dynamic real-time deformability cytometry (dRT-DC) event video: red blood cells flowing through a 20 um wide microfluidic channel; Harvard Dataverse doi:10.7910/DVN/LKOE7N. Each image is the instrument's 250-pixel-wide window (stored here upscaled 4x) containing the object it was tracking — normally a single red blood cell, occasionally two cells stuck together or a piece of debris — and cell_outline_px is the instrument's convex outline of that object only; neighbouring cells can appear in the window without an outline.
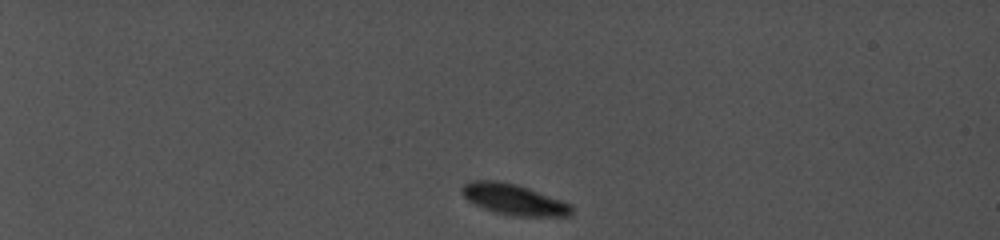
{"species": "common noctule bat (a hibernating species)", "species_latin": "Nyctalus noctula", "temperature_condition": "cold", "stored_images_in_passage": 20, "camera_frame_rate_fps": 5000, "um_per_image_px": 0.085, "animal": {"sex": "female", "body_mass_g": 19.0, "forearm_length_mm": 56.7}, "frame": {"image": 1, "passage_image": 1, "time_ms": 0.0, "image_size_px": [1000, 240], "cell_outline_px": [[572, 216], [512, 216], [496, 212], [484, 208], [468, 200], [460, 192], [460, 188], [464, 184], [472, 180], [496, 180], [516, 184], [528, 188], [572, 204]], "centroid_in_image_um": [43.67, 16.95], "position_along_channel_um": 41.3, "area_um2": 19.65}}
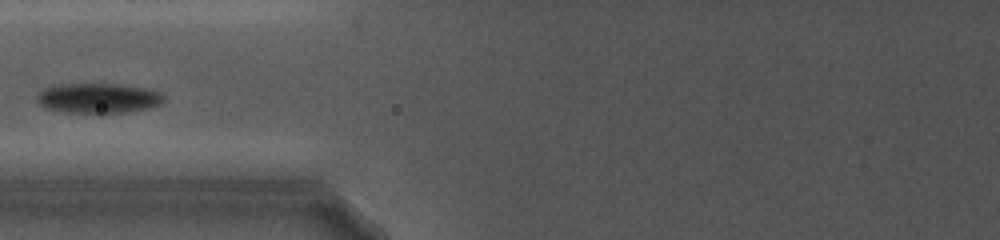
{"frame": {"image": 2, "passage_image": 8, "time_ms": 5.2, "image_size_px": [1000, 240], "cell_outline_px": [[164, 100], [160, 104], [148, 108], [100, 116], [64, 112], [44, 108], [36, 100], [36, 96], [48, 84], [124, 84], [148, 88], [160, 92], [164, 96]], "centroid_in_image_um": [8.31, 8.37], "position_along_channel_um": 117.5, "area_um2": 23.18}}
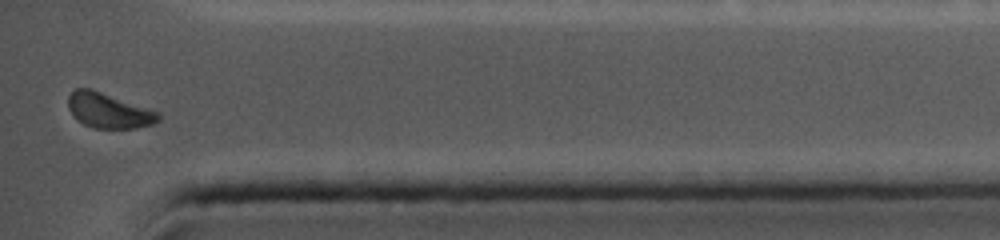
{"frame": {"image": 3, "passage_image": 20, "time_ms": 13.2, "image_size_px": [1000, 240], "cell_outline_px": [[160, 120], [152, 124], [136, 128], [92, 128], [84, 124], [68, 108], [68, 96], [76, 88], [92, 88], [160, 112]], "centroid_in_image_um": [9.27, 9.38], "position_along_channel_um": 425.9, "area_um2": 18.38}, "authors_computed_cell_mechanics": {"area_um2": 20.7791, "velocity_mm_per_s": 3.8546, "shape_relaxation_time_tau1_ms": 0.5301, "shape_relaxation_time_tau2_ms": null, "deformation_change_tau1": 0.0364, "deformation_change_tau2": null}}